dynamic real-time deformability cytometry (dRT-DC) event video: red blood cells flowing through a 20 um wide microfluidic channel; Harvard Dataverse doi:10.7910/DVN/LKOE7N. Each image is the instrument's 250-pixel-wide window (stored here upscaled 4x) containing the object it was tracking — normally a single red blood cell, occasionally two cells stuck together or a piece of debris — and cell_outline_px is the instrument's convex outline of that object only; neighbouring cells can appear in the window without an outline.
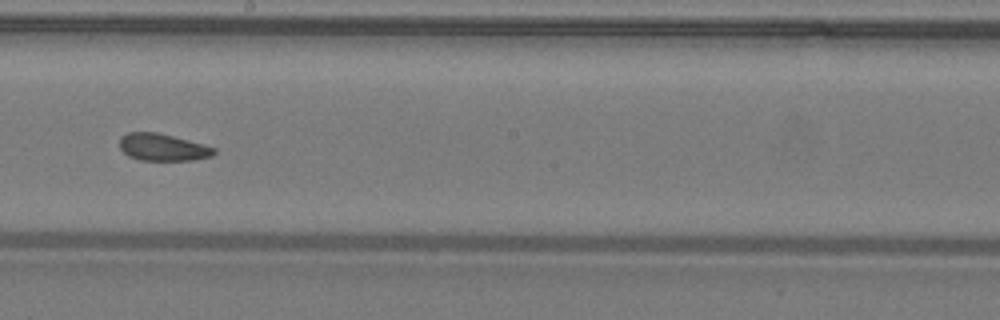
{"species": "common noctule bat (a hibernating species)", "species_latin": "Nyctalus noctula", "temperature_condition": "warm", "stored_images_in_passage": 48, "camera_frame_rate_fps": 3000, "um_per_image_px": 0.085, "animal": {"sex": "male", "body_mass_g": 19.2, "forearm_length_mm": 51.8}, "frame": {"image": 1, "passage_image": 28, "time_ms": 9.0, "image_size_px": [1000, 320], "cell_outline_px": [[216, 152], [212, 156], [192, 160], [140, 160], [128, 156], [120, 148], [120, 136], [128, 132], [156, 132], [204, 144], [216, 148]], "centroid_in_image_um": [13.83, 12.52], "position_along_channel_um": 234.4, "area_um2": 14.91}, "authors_computed_cell_mechanics": {"area_um2": 16.2129, "velocity_mm_per_s": 4.2688, "shape_relaxation_time_tau1_ms": null, "shape_relaxation_time_tau2_ms": 2.2705, "deformation_change_tau1": null, "deformation_change_tau2": 0.094}}